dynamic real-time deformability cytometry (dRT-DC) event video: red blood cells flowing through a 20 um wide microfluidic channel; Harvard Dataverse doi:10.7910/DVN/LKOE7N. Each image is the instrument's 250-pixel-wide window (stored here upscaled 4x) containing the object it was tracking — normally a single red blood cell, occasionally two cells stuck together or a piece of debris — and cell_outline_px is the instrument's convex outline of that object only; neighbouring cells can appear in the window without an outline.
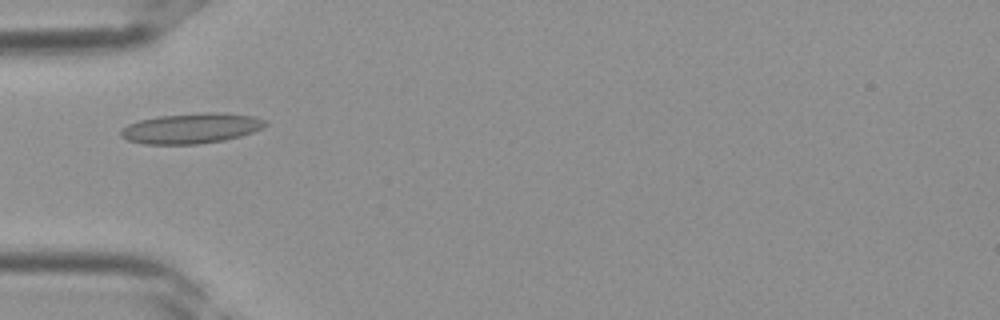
{"species": "Egyptian fruit bat (a non-hibernating species)", "species_latin": "Rousettus aegyptiacus", "temperature_condition": "room temperature", "stored_images_in_passage": 32, "camera_frame_rate_fps": 3000, "um_per_image_px": 0.085, "frame": {"image": 1, "passage_image": 7, "time_ms": 2.0, "image_size_px": [1000, 320], "cell_outline_px": [[268, 124], [252, 132], [240, 136], [224, 140], [200, 144], [144, 144], [128, 140], [120, 136], [120, 132], [128, 124], [140, 120], [160, 116], [204, 112], [220, 112], [252, 116], [268, 120]], "centroid_in_image_um": [16.27, 10.9], "position_along_channel_um": 68.7, "area_um2": 25.43}}
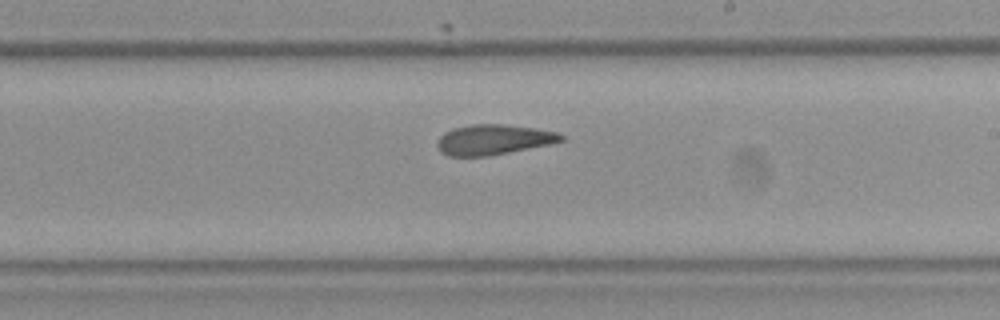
{"frame": {"image": 2, "passage_image": 17, "time_ms": 5.333, "image_size_px": [1000, 320], "cell_outline_px": [[564, 140], [552, 144], [488, 156], [448, 156], [440, 152], [436, 144], [440, 136], [444, 132], [452, 128], [472, 124], [504, 124], [560, 132], [564, 136]], "centroid_in_image_um": [41.94, 11.87], "position_along_channel_um": 247.1, "area_um2": 21.96}}
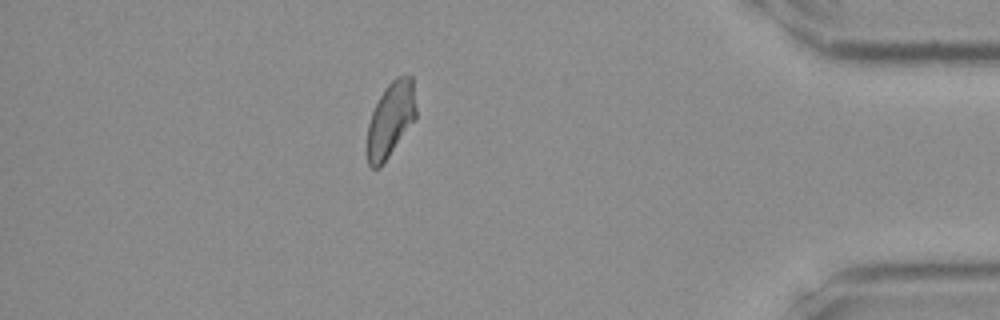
{"frame": {"image": 3, "passage_image": 28, "time_ms": 9.0, "image_size_px": [1000, 320], "cell_outline_px": [[416, 120], [380, 168], [372, 168], [368, 164], [368, 124], [372, 112], [380, 96], [388, 84], [396, 76], [412, 76], [416, 108]], "centroid_in_image_um": [33.23, 10.17], "position_along_channel_um": 402.0, "area_um2": 21.27}}